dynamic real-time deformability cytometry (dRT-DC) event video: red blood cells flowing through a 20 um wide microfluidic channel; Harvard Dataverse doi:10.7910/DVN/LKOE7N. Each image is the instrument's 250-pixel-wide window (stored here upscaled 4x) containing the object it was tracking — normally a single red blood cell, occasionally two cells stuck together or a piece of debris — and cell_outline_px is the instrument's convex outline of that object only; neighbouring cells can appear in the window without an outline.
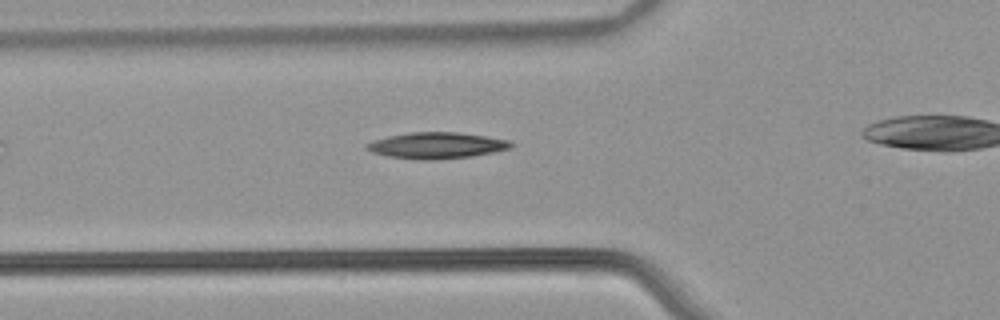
{"species": "common noctule bat (a hibernating species)", "species_latin": "Nyctalus noctula", "temperature_condition": "warm", "stored_images_in_passage": 26, "camera_frame_rate_fps": 3000, "um_per_image_px": 0.085, "animal": {"sex": "male", "body_mass_g": 21.5, "forearm_length_mm": 52.0}, "frame": {"image": 1, "passage_image": 2, "time_ms": 0.333, "image_size_px": [1000, 320], "cell_outline_px": [[512, 148], [472, 156], [432, 160], [424, 160], [388, 156], [372, 152], [364, 148], [364, 144], [388, 136], [412, 132], [456, 132], [488, 136], [508, 140], [512, 144]], "centroid_in_image_um": [37.11, 12.36], "position_along_channel_um": 88.7, "area_um2": 21.91}}
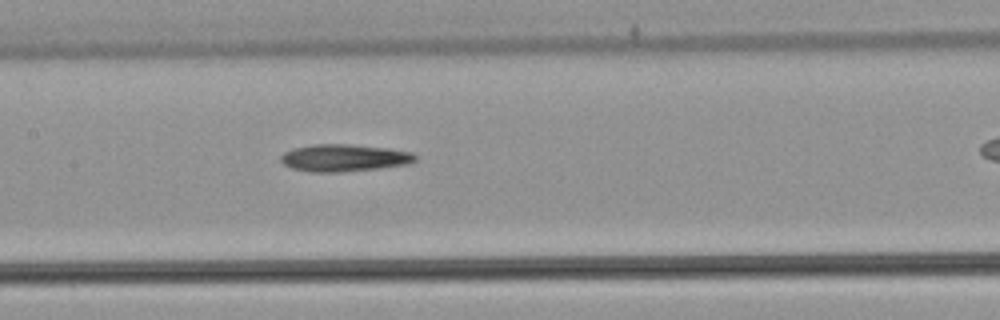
{"frame": {"image": 2, "passage_image": 9, "time_ms": 2.667, "image_size_px": [1000, 320], "cell_outline_px": [[416, 160], [408, 164], [380, 168], [340, 172], [312, 172], [292, 168], [284, 164], [280, 160], [280, 156], [284, 152], [292, 148], [312, 144], [352, 144], [388, 148], [412, 152], [416, 156]], "centroid_in_image_um": [29.24, 13.41], "position_along_channel_um": 178.2, "area_um2": 21.44}}
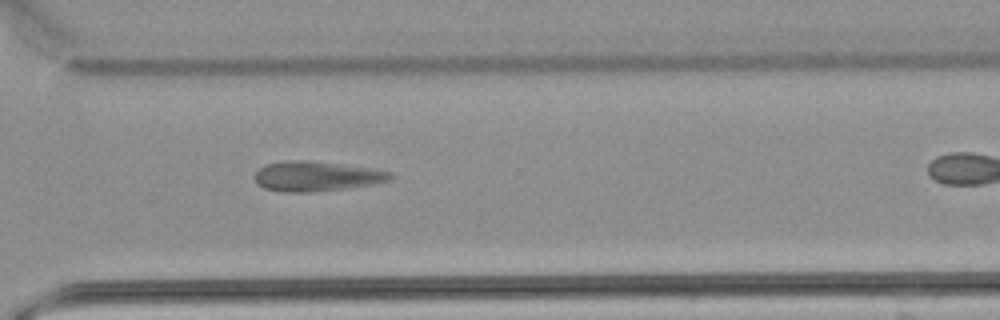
{"frame": {"image": 3, "passage_image": 22, "time_ms": 7.0, "image_size_px": [1000, 320], "cell_outline_px": [[392, 176], [388, 180], [372, 184], [344, 188], [312, 192], [284, 192], [264, 188], [256, 184], [256, 172], [264, 164], [288, 160], [308, 160], [376, 168], [392, 172]], "centroid_in_image_um": [26.89, 14.97], "position_along_channel_um": 343.7, "area_um2": 23.64}}